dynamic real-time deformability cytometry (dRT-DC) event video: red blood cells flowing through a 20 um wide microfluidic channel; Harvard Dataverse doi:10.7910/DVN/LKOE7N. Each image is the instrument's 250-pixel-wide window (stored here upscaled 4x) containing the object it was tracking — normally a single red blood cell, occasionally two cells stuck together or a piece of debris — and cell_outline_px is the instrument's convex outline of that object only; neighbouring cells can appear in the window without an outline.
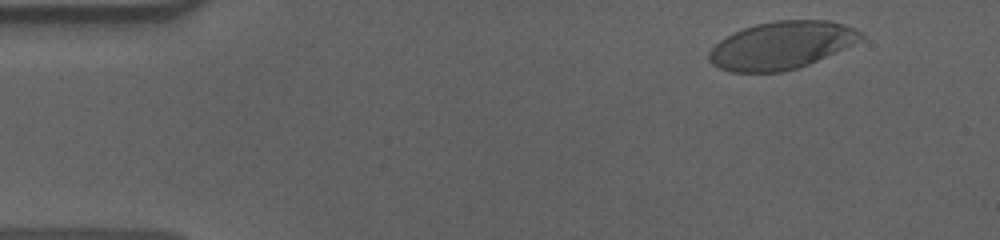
{"species": "human", "species_latin": "Homo sapiens", "temperature_condition": "cold", "stored_images_in_passage": 55, "camera_frame_rate_fps": 3000, "um_per_image_px": 0.085, "donor": {"sex": "male"}, "frame": {"image": 1, "passage_image": 4, "time_ms": 1.0, "image_size_px": [1000, 240], "cell_outline_px": [[864, 36], [852, 44], [808, 64], [796, 68], [780, 72], [732, 72], [720, 68], [712, 64], [708, 60], [708, 52], [720, 40], [732, 32], [756, 24], [776, 20], [828, 20], [844, 24], [860, 32]], "centroid_in_image_um": [66.36, 3.85], "position_along_channel_um": 18.6, "area_um2": 41.67}}
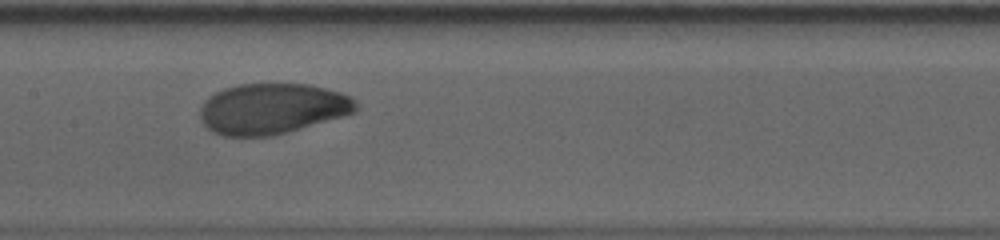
{"frame": {"image": 2, "passage_image": 26, "time_ms": 8.333, "image_size_px": [1000, 240], "cell_outline_px": [[360, 108], [356, 112], [344, 116], [288, 132], [272, 136], [224, 136], [212, 132], [200, 120], [200, 108], [204, 100], [208, 96], [224, 88], [236, 84], [312, 84], [340, 92], [356, 100]], "centroid_in_image_um": [23.14, 9.24], "position_along_channel_um": 184.3, "area_um2": 46.47}}
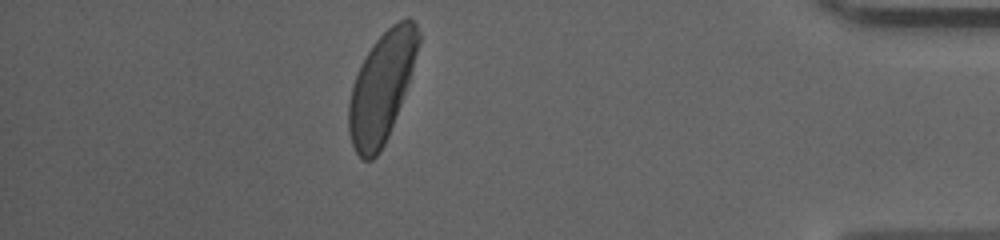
{"frame": {"image": 3, "passage_image": 48, "time_ms": 15.667, "image_size_px": [1000, 240], "cell_outline_px": [[420, 40], [412, 68], [396, 116], [388, 136], [380, 152], [372, 160], [360, 160], [352, 144], [348, 132], [348, 104], [352, 84], [360, 64], [376, 40], [392, 24], [408, 16], [416, 24], [420, 32]], "centroid_in_image_um": [32.4, 7.43], "position_along_channel_um": 402.8, "area_um2": 44.04}, "authors_computed_cell_mechanics": {"area_um2": 45.4308, "velocity_mm_per_s": 3.5866, "shape_relaxation_time_tau1_ms": 3.1014, "shape_relaxation_time_tau2_ms": 1.6386, "deformation_change_tau1": 0.1372, "deformation_change_tau2": 0.0456}}